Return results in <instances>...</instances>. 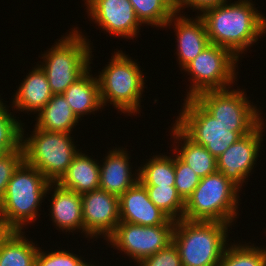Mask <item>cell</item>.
<instances>
[{"mask_svg": "<svg viewBox=\"0 0 266 266\" xmlns=\"http://www.w3.org/2000/svg\"><path fill=\"white\" fill-rule=\"evenodd\" d=\"M89 22L113 38H125L130 42L141 36V26L129 0H82ZM108 34V35H107Z\"/></svg>", "mask_w": 266, "mask_h": 266, "instance_id": "4fadbf2b", "label": "cell"}, {"mask_svg": "<svg viewBox=\"0 0 266 266\" xmlns=\"http://www.w3.org/2000/svg\"><path fill=\"white\" fill-rule=\"evenodd\" d=\"M2 155H4V153L0 150V157H1Z\"/></svg>", "mask_w": 266, "mask_h": 266, "instance_id": "74e56055", "label": "cell"}, {"mask_svg": "<svg viewBox=\"0 0 266 266\" xmlns=\"http://www.w3.org/2000/svg\"><path fill=\"white\" fill-rule=\"evenodd\" d=\"M221 172L201 178L199 185L185 201L183 219L223 222L236 225L240 214L241 194H245Z\"/></svg>", "mask_w": 266, "mask_h": 266, "instance_id": "8992f818", "label": "cell"}, {"mask_svg": "<svg viewBox=\"0 0 266 266\" xmlns=\"http://www.w3.org/2000/svg\"><path fill=\"white\" fill-rule=\"evenodd\" d=\"M265 128L266 120L263 119L250 133L231 144L217 158V170L241 190H244L243 187L258 167L260 154L263 155L261 150L265 147Z\"/></svg>", "mask_w": 266, "mask_h": 266, "instance_id": "7c38bea8", "label": "cell"}, {"mask_svg": "<svg viewBox=\"0 0 266 266\" xmlns=\"http://www.w3.org/2000/svg\"><path fill=\"white\" fill-rule=\"evenodd\" d=\"M83 236L87 243L99 240H107L120 223L119 197L104 191L95 189L81 194ZM93 239V240H92ZM95 239V240H94Z\"/></svg>", "mask_w": 266, "mask_h": 266, "instance_id": "5bb4252c", "label": "cell"}, {"mask_svg": "<svg viewBox=\"0 0 266 266\" xmlns=\"http://www.w3.org/2000/svg\"><path fill=\"white\" fill-rule=\"evenodd\" d=\"M90 259H91V261L89 259H87V261L82 266H103L102 264L101 265H98L97 263H95L94 262L95 260L93 258H90Z\"/></svg>", "mask_w": 266, "mask_h": 266, "instance_id": "d590c367", "label": "cell"}, {"mask_svg": "<svg viewBox=\"0 0 266 266\" xmlns=\"http://www.w3.org/2000/svg\"><path fill=\"white\" fill-rule=\"evenodd\" d=\"M25 75L16 86L17 90H14L12 98H9V105L16 114L20 112L19 114L35 116L51 99L53 93L45 72L37 63L31 70L29 68Z\"/></svg>", "mask_w": 266, "mask_h": 266, "instance_id": "d6986e66", "label": "cell"}, {"mask_svg": "<svg viewBox=\"0 0 266 266\" xmlns=\"http://www.w3.org/2000/svg\"><path fill=\"white\" fill-rule=\"evenodd\" d=\"M46 198L50 202L47 207L52 226L62 234L67 235L69 233L74 236V233L80 232L78 236L83 235L81 194L67 190L58 183H51Z\"/></svg>", "mask_w": 266, "mask_h": 266, "instance_id": "e0dca14e", "label": "cell"}, {"mask_svg": "<svg viewBox=\"0 0 266 266\" xmlns=\"http://www.w3.org/2000/svg\"><path fill=\"white\" fill-rule=\"evenodd\" d=\"M239 61L228 49L212 43L207 45L181 70L186 78L190 76L187 78L189 87L185 88L184 99L194 98L207 90H224L239 84Z\"/></svg>", "mask_w": 266, "mask_h": 266, "instance_id": "ba28073f", "label": "cell"}, {"mask_svg": "<svg viewBox=\"0 0 266 266\" xmlns=\"http://www.w3.org/2000/svg\"><path fill=\"white\" fill-rule=\"evenodd\" d=\"M87 151L88 149L83 151L81 148L74 156L67 172L57 182L61 187L78 194L99 188V160L95 158L96 155L93 156V152L91 156Z\"/></svg>", "mask_w": 266, "mask_h": 266, "instance_id": "7402d4cb", "label": "cell"}, {"mask_svg": "<svg viewBox=\"0 0 266 266\" xmlns=\"http://www.w3.org/2000/svg\"><path fill=\"white\" fill-rule=\"evenodd\" d=\"M252 242L247 239L237 241L234 236L226 247L219 266H266V246Z\"/></svg>", "mask_w": 266, "mask_h": 266, "instance_id": "484cf974", "label": "cell"}, {"mask_svg": "<svg viewBox=\"0 0 266 266\" xmlns=\"http://www.w3.org/2000/svg\"><path fill=\"white\" fill-rule=\"evenodd\" d=\"M224 90H207L194 99L223 126L234 132H251L263 119V107L251 101L246 88L236 85ZM262 108V109H261Z\"/></svg>", "mask_w": 266, "mask_h": 266, "instance_id": "9c48e42d", "label": "cell"}, {"mask_svg": "<svg viewBox=\"0 0 266 266\" xmlns=\"http://www.w3.org/2000/svg\"><path fill=\"white\" fill-rule=\"evenodd\" d=\"M232 226L235 227L223 222L176 221L172 242L178 249L182 266H219L226 247L233 240L229 234H232Z\"/></svg>", "mask_w": 266, "mask_h": 266, "instance_id": "5b68a950", "label": "cell"}, {"mask_svg": "<svg viewBox=\"0 0 266 266\" xmlns=\"http://www.w3.org/2000/svg\"><path fill=\"white\" fill-rule=\"evenodd\" d=\"M10 109L7 103L0 108V150L4 154L18 149L22 141V122L24 121Z\"/></svg>", "mask_w": 266, "mask_h": 266, "instance_id": "f1b7e54d", "label": "cell"}, {"mask_svg": "<svg viewBox=\"0 0 266 266\" xmlns=\"http://www.w3.org/2000/svg\"><path fill=\"white\" fill-rule=\"evenodd\" d=\"M115 146L110 149L106 146L109 151L106 150L105 155L101 154L103 158L99 159V188L120 197L139 181V166L137 161L136 164L130 162L132 152L127 151V145Z\"/></svg>", "mask_w": 266, "mask_h": 266, "instance_id": "9a60e30c", "label": "cell"}, {"mask_svg": "<svg viewBox=\"0 0 266 266\" xmlns=\"http://www.w3.org/2000/svg\"><path fill=\"white\" fill-rule=\"evenodd\" d=\"M228 0H175L177 13L185 14L184 10H192L200 15L204 10L226 3ZM189 8V9H188Z\"/></svg>", "mask_w": 266, "mask_h": 266, "instance_id": "836d02e7", "label": "cell"}, {"mask_svg": "<svg viewBox=\"0 0 266 266\" xmlns=\"http://www.w3.org/2000/svg\"><path fill=\"white\" fill-rule=\"evenodd\" d=\"M139 21L146 27L163 29L177 12L175 0H129Z\"/></svg>", "mask_w": 266, "mask_h": 266, "instance_id": "4316f807", "label": "cell"}, {"mask_svg": "<svg viewBox=\"0 0 266 266\" xmlns=\"http://www.w3.org/2000/svg\"><path fill=\"white\" fill-rule=\"evenodd\" d=\"M15 231L16 229L0 214V248Z\"/></svg>", "mask_w": 266, "mask_h": 266, "instance_id": "e575fe53", "label": "cell"}, {"mask_svg": "<svg viewBox=\"0 0 266 266\" xmlns=\"http://www.w3.org/2000/svg\"><path fill=\"white\" fill-rule=\"evenodd\" d=\"M255 4L253 0H228L204 10L199 16L209 42L228 49L240 61L245 58L243 55L266 37V14Z\"/></svg>", "mask_w": 266, "mask_h": 266, "instance_id": "6da1fadb", "label": "cell"}, {"mask_svg": "<svg viewBox=\"0 0 266 266\" xmlns=\"http://www.w3.org/2000/svg\"><path fill=\"white\" fill-rule=\"evenodd\" d=\"M44 249L45 247L42 248V245L39 247L35 266H82L87 260V258L81 254V249L78 251V255L75 254L76 249L72 251L73 248L70 250L69 247L67 250L63 246L61 249L55 250H52V248H50L51 250L48 248Z\"/></svg>", "mask_w": 266, "mask_h": 266, "instance_id": "f546056e", "label": "cell"}, {"mask_svg": "<svg viewBox=\"0 0 266 266\" xmlns=\"http://www.w3.org/2000/svg\"><path fill=\"white\" fill-rule=\"evenodd\" d=\"M172 121L190 140L204 146L216 159L233 143L250 132H234L211 116L194 98L182 99Z\"/></svg>", "mask_w": 266, "mask_h": 266, "instance_id": "30bf717a", "label": "cell"}, {"mask_svg": "<svg viewBox=\"0 0 266 266\" xmlns=\"http://www.w3.org/2000/svg\"><path fill=\"white\" fill-rule=\"evenodd\" d=\"M121 49H114L107 64L96 72L102 105L104 109L111 105L117 110L116 114L123 113L125 117H140L143 116L140 114L143 112L141 102H144L142 99L148 86L145 72L138 59Z\"/></svg>", "mask_w": 266, "mask_h": 266, "instance_id": "7a4b0ae2", "label": "cell"}, {"mask_svg": "<svg viewBox=\"0 0 266 266\" xmlns=\"http://www.w3.org/2000/svg\"><path fill=\"white\" fill-rule=\"evenodd\" d=\"M1 95H2V94L0 93V108H2V107L6 104V102H7V101L4 100V99H6V98H3ZM2 98H3V99H2Z\"/></svg>", "mask_w": 266, "mask_h": 266, "instance_id": "8d00e7d4", "label": "cell"}, {"mask_svg": "<svg viewBox=\"0 0 266 266\" xmlns=\"http://www.w3.org/2000/svg\"><path fill=\"white\" fill-rule=\"evenodd\" d=\"M173 230L174 225L142 226L120 222L114 233L104 242H107L106 248L115 249L117 254L126 256L122 258L129 257V263L134 262L137 265L142 259L172 243Z\"/></svg>", "mask_w": 266, "mask_h": 266, "instance_id": "8fae6325", "label": "cell"}, {"mask_svg": "<svg viewBox=\"0 0 266 266\" xmlns=\"http://www.w3.org/2000/svg\"><path fill=\"white\" fill-rule=\"evenodd\" d=\"M16 230L0 248V266H35L37 241Z\"/></svg>", "mask_w": 266, "mask_h": 266, "instance_id": "d4e9b609", "label": "cell"}, {"mask_svg": "<svg viewBox=\"0 0 266 266\" xmlns=\"http://www.w3.org/2000/svg\"><path fill=\"white\" fill-rule=\"evenodd\" d=\"M135 266H182V263L178 249L172 242L165 249L142 259Z\"/></svg>", "mask_w": 266, "mask_h": 266, "instance_id": "d6a6232c", "label": "cell"}, {"mask_svg": "<svg viewBox=\"0 0 266 266\" xmlns=\"http://www.w3.org/2000/svg\"><path fill=\"white\" fill-rule=\"evenodd\" d=\"M150 200L170 219H183L185 201L177 193L175 186L144 185Z\"/></svg>", "mask_w": 266, "mask_h": 266, "instance_id": "83f0119b", "label": "cell"}, {"mask_svg": "<svg viewBox=\"0 0 266 266\" xmlns=\"http://www.w3.org/2000/svg\"><path fill=\"white\" fill-rule=\"evenodd\" d=\"M33 117H35L34 125L45 131L76 134V129H80L76 127L81 125V121L72 112L63 94H53L46 105Z\"/></svg>", "mask_w": 266, "mask_h": 266, "instance_id": "603a6c76", "label": "cell"}, {"mask_svg": "<svg viewBox=\"0 0 266 266\" xmlns=\"http://www.w3.org/2000/svg\"><path fill=\"white\" fill-rule=\"evenodd\" d=\"M93 65L62 93L80 121L84 120L85 115L89 117L105 110L101 101L98 78L96 73L92 72L96 65Z\"/></svg>", "mask_w": 266, "mask_h": 266, "instance_id": "ffe728a7", "label": "cell"}, {"mask_svg": "<svg viewBox=\"0 0 266 266\" xmlns=\"http://www.w3.org/2000/svg\"><path fill=\"white\" fill-rule=\"evenodd\" d=\"M50 184L38 169L23 161L14 171L0 200L1 216L16 230L27 231L29 225L39 220L42 203L47 204L45 199Z\"/></svg>", "mask_w": 266, "mask_h": 266, "instance_id": "277c9868", "label": "cell"}, {"mask_svg": "<svg viewBox=\"0 0 266 266\" xmlns=\"http://www.w3.org/2000/svg\"><path fill=\"white\" fill-rule=\"evenodd\" d=\"M169 148L201 178L217 172V159L204 147L190 140L174 123L169 125Z\"/></svg>", "mask_w": 266, "mask_h": 266, "instance_id": "44dd1931", "label": "cell"}, {"mask_svg": "<svg viewBox=\"0 0 266 266\" xmlns=\"http://www.w3.org/2000/svg\"><path fill=\"white\" fill-rule=\"evenodd\" d=\"M201 177L175 154V183L174 186L181 198L186 201L199 185Z\"/></svg>", "mask_w": 266, "mask_h": 266, "instance_id": "4dcf8cb0", "label": "cell"}, {"mask_svg": "<svg viewBox=\"0 0 266 266\" xmlns=\"http://www.w3.org/2000/svg\"><path fill=\"white\" fill-rule=\"evenodd\" d=\"M120 222L142 226L175 225L149 198L145 186L138 181L119 197Z\"/></svg>", "mask_w": 266, "mask_h": 266, "instance_id": "ac0fdd59", "label": "cell"}, {"mask_svg": "<svg viewBox=\"0 0 266 266\" xmlns=\"http://www.w3.org/2000/svg\"><path fill=\"white\" fill-rule=\"evenodd\" d=\"M175 13L166 23L164 29H173L175 32L174 55L181 70L199 55L210 44L203 19L194 14ZM176 50V51H175Z\"/></svg>", "mask_w": 266, "mask_h": 266, "instance_id": "2e32d148", "label": "cell"}, {"mask_svg": "<svg viewBox=\"0 0 266 266\" xmlns=\"http://www.w3.org/2000/svg\"><path fill=\"white\" fill-rule=\"evenodd\" d=\"M78 25L72 26L55 40L54 45H50L51 48L41 51L38 56L40 61L37 64L45 72L53 94H62L94 63L93 50L96 47Z\"/></svg>", "mask_w": 266, "mask_h": 266, "instance_id": "3957f363", "label": "cell"}, {"mask_svg": "<svg viewBox=\"0 0 266 266\" xmlns=\"http://www.w3.org/2000/svg\"><path fill=\"white\" fill-rule=\"evenodd\" d=\"M28 127L22 124L24 161L38 169L51 183H57L82 147L76 144L78 141L73 133L45 131L34 124L33 129L29 127V133L26 132Z\"/></svg>", "mask_w": 266, "mask_h": 266, "instance_id": "52a82bcc", "label": "cell"}, {"mask_svg": "<svg viewBox=\"0 0 266 266\" xmlns=\"http://www.w3.org/2000/svg\"><path fill=\"white\" fill-rule=\"evenodd\" d=\"M24 161V149L22 145L9 153L0 157V200L3 198L8 182L14 171Z\"/></svg>", "mask_w": 266, "mask_h": 266, "instance_id": "1f68e13d", "label": "cell"}, {"mask_svg": "<svg viewBox=\"0 0 266 266\" xmlns=\"http://www.w3.org/2000/svg\"><path fill=\"white\" fill-rule=\"evenodd\" d=\"M158 154L152 153L147 159L141 160L139 166V181L143 185L174 186L175 183V153L171 151ZM166 153V154H165ZM169 154V155H167ZM152 157V158H151Z\"/></svg>", "mask_w": 266, "mask_h": 266, "instance_id": "cb8c5ba5", "label": "cell"}]
</instances>
